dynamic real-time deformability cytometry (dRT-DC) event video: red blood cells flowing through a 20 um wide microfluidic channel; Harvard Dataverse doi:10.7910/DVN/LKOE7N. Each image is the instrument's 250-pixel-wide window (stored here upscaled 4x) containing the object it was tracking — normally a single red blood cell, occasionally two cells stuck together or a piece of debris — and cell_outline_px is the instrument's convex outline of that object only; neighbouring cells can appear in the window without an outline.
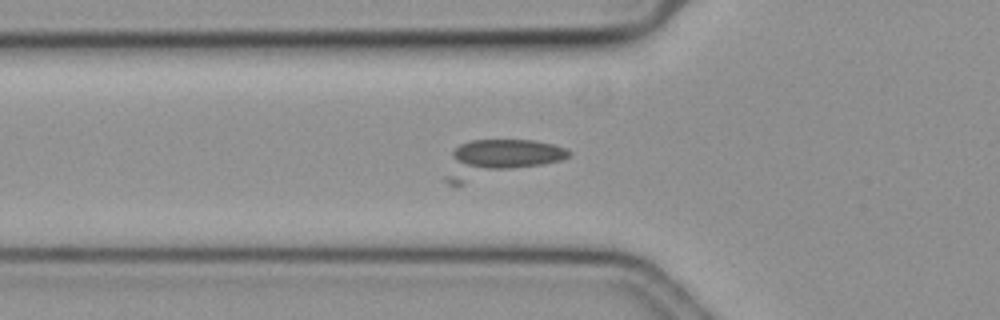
{"species": "common noctule bat (a hibernating species)", "species_latin": "Nyctalus noctula", "temperature_condition": "cold", "stored_images_in_passage": 53, "camera_frame_rate_fps": 3000, "um_per_image_px": 0.085, "animal": {"sex": "female", "body_mass_g": 19.3, "forearm_length_mm": 54.1}, "frame": {"image": 1, "passage_image": 13, "time_ms": 4.0, "image_size_px": [1000, 320], "cell_outline_px": [[572, 152], [568, 156], [560, 160], [544, 164], [460, 184], [448, 184], [444, 180], [444, 176], [452, 152], [460, 144], [472, 140], [536, 140], [552, 144], [564, 148]], "centroid_in_image_um": [42.37, 13.47], "position_along_channel_um": 83.4, "area_um2": 26.3}}
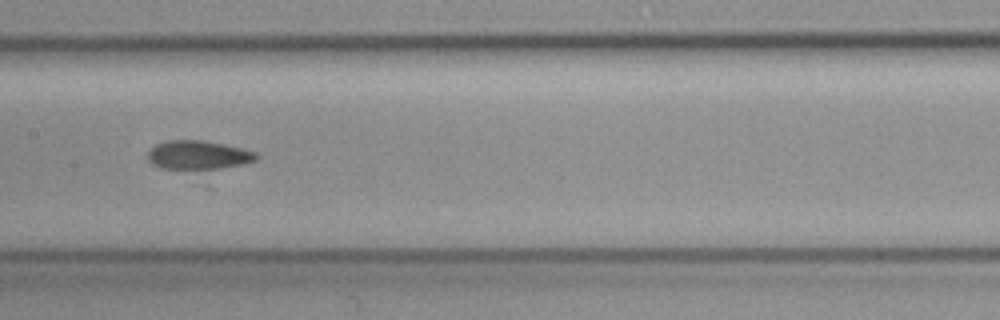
{"frame": {"image": 2, "passage_image": 22, "time_ms": 7.0, "image_size_px": [1000, 320], "cell_outline_px": [[260, 156], [256, 160], [244, 164], [220, 168], [160, 168], [152, 164], [148, 160], [148, 152], [156, 144], [168, 140], [200, 140], [240, 148], [256, 152]], "centroid_in_image_um": [16.85, 13.17], "position_along_channel_um": 190.6, "area_um2": 17.86}}
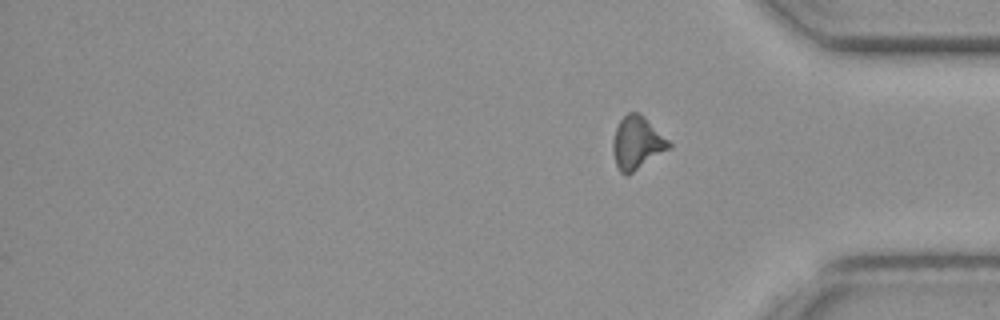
{"frame": {"image": 3, "passage_image": 53, "time_ms": 17.333, "image_size_px": [1000, 320], "cell_outline_px": [[672, 148], [632, 172], [620, 172], [616, 164], [612, 152], [612, 140], [616, 128], [620, 120], [628, 112], [640, 112], [672, 144]], "centroid_in_image_um": [54.15, 12.12], "position_along_channel_um": 381.0, "area_um2": 17.11}}